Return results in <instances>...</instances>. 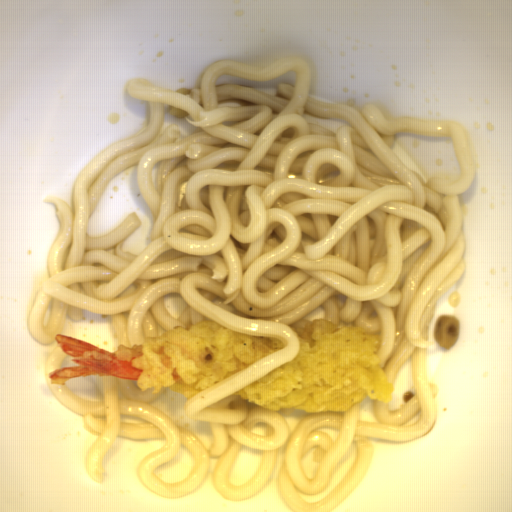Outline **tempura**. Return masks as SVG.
Returning <instances> with one entry per match:
<instances>
[{
	"mask_svg": "<svg viewBox=\"0 0 512 512\" xmlns=\"http://www.w3.org/2000/svg\"><path fill=\"white\" fill-rule=\"evenodd\" d=\"M55 342L79 366L49 371L53 385L65 386L70 379L97 374L135 381L142 393L155 388L152 395L168 387L188 400L286 346L278 337L240 333L207 319L187 328L173 326L143 344L121 343L114 352L60 333Z\"/></svg>",
	"mask_w": 512,
	"mask_h": 512,
	"instance_id": "8679c707",
	"label": "tempura"
},
{
	"mask_svg": "<svg viewBox=\"0 0 512 512\" xmlns=\"http://www.w3.org/2000/svg\"><path fill=\"white\" fill-rule=\"evenodd\" d=\"M301 344L290 362L235 395L268 411L291 415L346 412L366 395L388 404L395 386L380 366L382 341L355 325L339 327L327 318L306 317L289 326Z\"/></svg>",
	"mask_w": 512,
	"mask_h": 512,
	"instance_id": "d4f62c59",
	"label": "tempura"
}]
</instances>
